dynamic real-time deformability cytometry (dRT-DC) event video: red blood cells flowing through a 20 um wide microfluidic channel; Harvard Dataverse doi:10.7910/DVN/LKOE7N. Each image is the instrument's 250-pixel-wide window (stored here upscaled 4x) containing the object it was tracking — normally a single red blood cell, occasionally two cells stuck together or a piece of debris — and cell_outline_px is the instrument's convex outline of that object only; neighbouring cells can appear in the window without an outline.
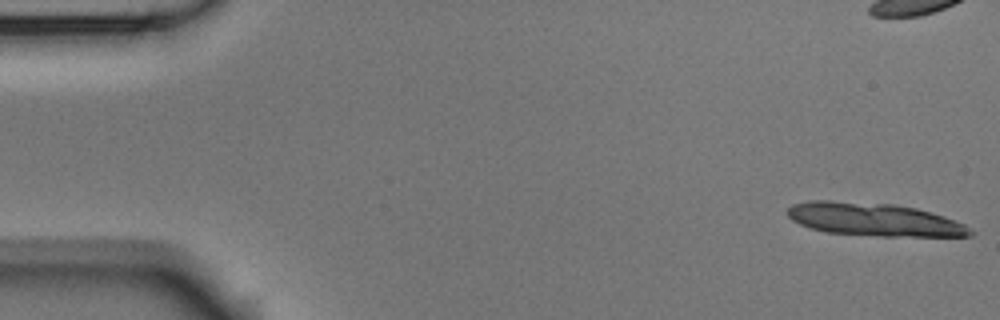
{"species": "Egyptian fruit bat (a non-hibernating species)", "species_latin": "Rousettus aegyptiacus", "temperature_condition": "room temperature", "stored_images_in_passage": 7, "segment_of_instrument_passage": [1, 2], "camera_frame_rate_fps": 3000, "um_per_image_px": 0.085, "animal": {"sex": "male"}, "frame": {"image": 1, "passage_image": 1, "time_ms": 0.0, "image_size_px": [1000, 320], "cell_outline_px": [[976, 232], [972, 236], [880, 236], [828, 232], [812, 228], [800, 224], [792, 220], [788, 216], [788, 208], [792, 204], [808, 200], [828, 200], [892, 204], [916, 208], [932, 212], [944, 216], [964, 224], [972, 228]], "centroid_in_image_um": [74.33, 18.65], "position_along_channel_um": 10.7, "area_um2": 35.2}}